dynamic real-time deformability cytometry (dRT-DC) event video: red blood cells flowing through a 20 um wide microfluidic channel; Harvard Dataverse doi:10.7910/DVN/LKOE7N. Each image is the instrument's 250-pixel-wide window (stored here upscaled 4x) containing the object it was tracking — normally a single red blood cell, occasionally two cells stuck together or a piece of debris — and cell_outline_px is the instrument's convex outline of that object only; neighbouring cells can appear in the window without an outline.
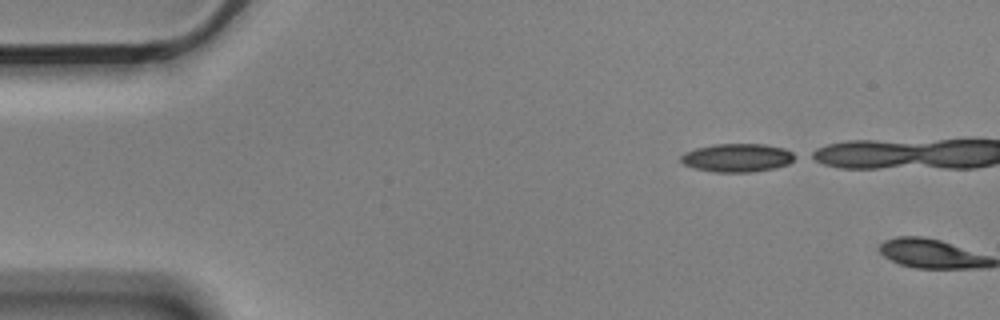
{"species": "Egyptian fruit bat (a non-hibernating species)", "species_latin": "Rousettus aegyptiacus", "temperature_condition": "cold", "stored_images_in_passage": 2, "camera_frame_rate_fps": 3000, "um_per_image_px": 0.085, "animal": {"sex": "male"}, "frame": {"image": 1, "passage_image": 1, "time_ms": 0.0, "image_size_px": [1000, 320], "cell_outline_px": [[800, 156], [788, 164], [776, 168], [752, 172], [716, 172], [692, 168], [684, 164], [680, 160], [680, 156], [684, 152], [696, 148], [716, 144], [764, 144], [784, 148]], "centroid_in_image_um": [62.69, 13.41], "position_along_channel_um": 22.3, "area_um2": 19.07}}